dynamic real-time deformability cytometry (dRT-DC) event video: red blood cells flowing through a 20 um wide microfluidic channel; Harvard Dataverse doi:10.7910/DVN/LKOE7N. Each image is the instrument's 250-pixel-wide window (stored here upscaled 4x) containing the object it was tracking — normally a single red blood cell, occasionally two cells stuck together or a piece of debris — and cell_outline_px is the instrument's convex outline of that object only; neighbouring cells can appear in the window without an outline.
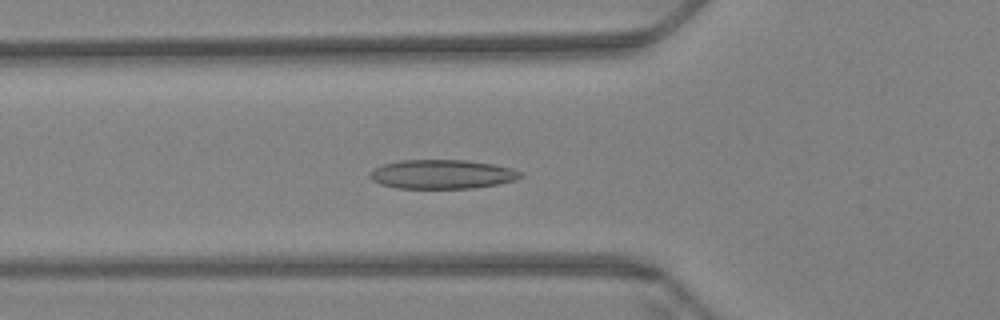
{"species": "Egyptian fruit bat (a non-hibernating species)", "species_latin": "Rousettus aegyptiacus", "temperature_condition": "warm", "stored_images_in_passage": 44, "camera_frame_rate_fps": 3000, "um_per_image_px": 0.085, "animal": {"sex": "female"}, "frame": {"image": 1, "passage_image": 5, "time_ms": 1.333, "image_size_px": [1000, 320], "cell_outline_px": [[524, 176], [512, 180], [496, 184], [472, 188], [396, 188], [380, 184], [372, 180], [368, 176], [376, 168], [384, 164], [400, 160], [468, 160], [492, 164], [512, 168], [524, 172]], "centroid_in_image_um": [37.59, 14.81], "position_along_channel_um": 88.2, "area_um2": 25.43}}
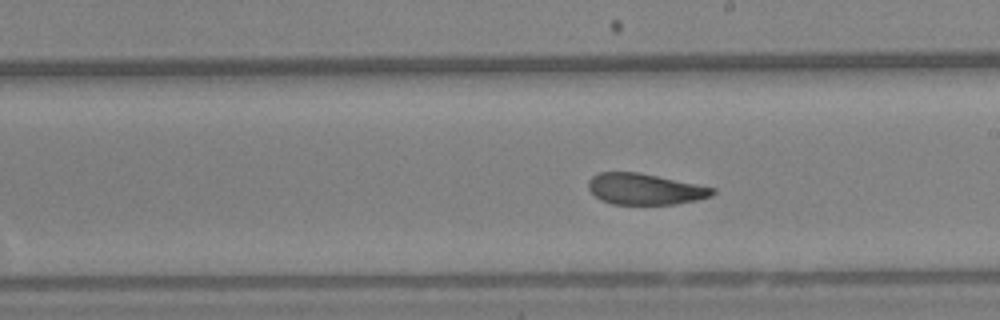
{"frame": {"image": 2, "passage_image": 18, "time_ms": 5.667, "image_size_px": [1000, 320], "cell_outline_px": [[716, 192], [712, 196], [696, 200], [676, 204], [612, 204], [600, 200], [588, 188], [588, 180], [592, 176], [600, 172], [640, 172], [716, 188]], "centroid_in_image_um": [54.82, 16.07], "position_along_channel_um": 234.2, "area_um2": 22.6}}
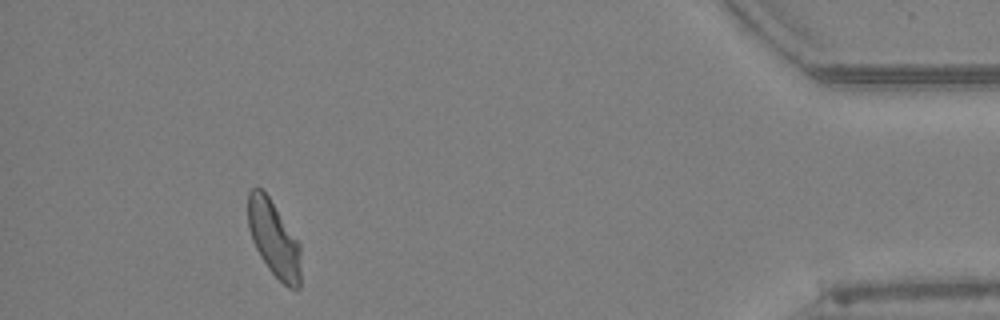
{"frame": {"image": 3, "passage_image": 39, "time_ms": 12.667, "image_size_px": [1000, 320], "cell_outline_px": [[300, 288], [296, 292], [288, 288], [268, 268], [260, 256], [252, 240], [248, 228], [248, 192], [256, 184], [268, 196], [300, 244]], "centroid_in_image_um": [23.27, 20.32], "position_along_channel_um": 411.9, "area_um2": 23.35}, "authors_computed_cell_mechanics": {"area_um2": 23.8136, "velocity_mm_per_s": 3.3826, "shape_relaxation_time_tau1_ms": 6.8238, "shape_relaxation_time_tau2_ms": 2.0423, "deformation_change_tau1": 0.1635, "deformation_change_tau2": 0.0924}}